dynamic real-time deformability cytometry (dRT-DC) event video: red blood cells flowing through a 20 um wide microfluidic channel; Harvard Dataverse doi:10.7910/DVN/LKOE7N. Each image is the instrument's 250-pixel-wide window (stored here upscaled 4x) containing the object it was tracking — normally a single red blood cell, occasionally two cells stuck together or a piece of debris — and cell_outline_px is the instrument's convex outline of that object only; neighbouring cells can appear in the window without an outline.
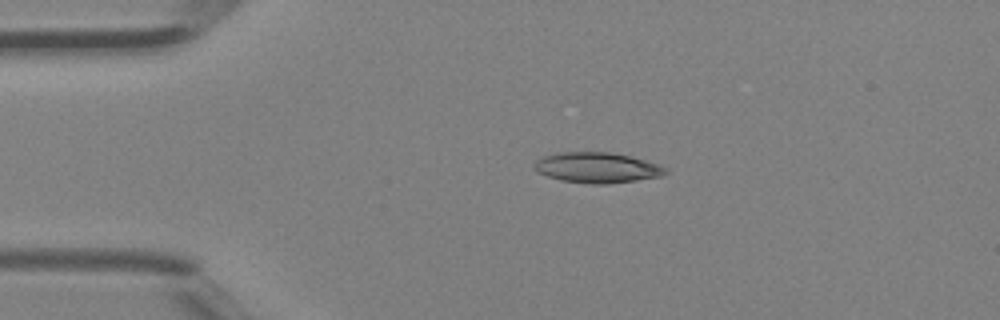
{"species": "Egyptian fruit bat (a non-hibernating species)", "species_latin": "Rousettus aegyptiacus", "temperature_condition": "room temperature", "stored_images_in_passage": 1, "camera_frame_rate_fps": 3000, "um_per_image_px": 0.085, "animal": {"sex": "female"}, "frame": {"image": 1, "passage_image": 1, "time_ms": 0.0, "image_size_px": [1000, 320], "cell_outline_px": [[668, 172], [664, 176], [608, 184], [592, 184], [560, 180], [536, 172], [532, 168], [532, 164], [536, 160], [544, 156], [560, 152], [608, 152], [628, 156], [644, 160], [668, 168]], "centroid_in_image_um": [50.72, 14.26], "position_along_channel_um": 34.3, "area_um2": 23.35}}